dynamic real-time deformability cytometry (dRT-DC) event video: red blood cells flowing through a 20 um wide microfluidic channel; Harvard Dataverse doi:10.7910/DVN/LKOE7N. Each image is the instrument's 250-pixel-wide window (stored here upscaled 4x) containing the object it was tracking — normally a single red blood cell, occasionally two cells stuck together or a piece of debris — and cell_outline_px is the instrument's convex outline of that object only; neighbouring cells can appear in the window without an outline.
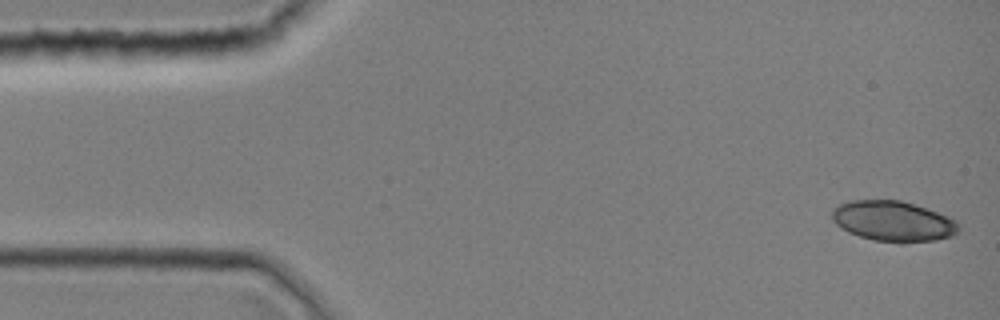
{"species": "common noctule bat (a hibernating species)", "species_latin": "Nyctalus noctula", "temperature_condition": "room temperature", "stored_images_in_passage": 11, "camera_frame_rate_fps": 3000, "um_per_image_px": 0.085, "animal": {"sex": "female", "body_mass_g": 19.0, "forearm_length_mm": 51.5}, "frame": {"image": 1, "passage_image": 1, "time_ms": 0.0, "image_size_px": [1000, 320], "cell_outline_px": [[960, 228], [952, 236], [936, 240], [900, 244], [872, 240], [848, 232], [836, 224], [832, 220], [832, 208], [840, 204], [852, 200], [900, 200], [948, 216], [956, 220], [960, 224]], "centroid_in_image_um": [75.92, 18.82], "position_along_channel_um": 9.1, "area_um2": 30.0}}